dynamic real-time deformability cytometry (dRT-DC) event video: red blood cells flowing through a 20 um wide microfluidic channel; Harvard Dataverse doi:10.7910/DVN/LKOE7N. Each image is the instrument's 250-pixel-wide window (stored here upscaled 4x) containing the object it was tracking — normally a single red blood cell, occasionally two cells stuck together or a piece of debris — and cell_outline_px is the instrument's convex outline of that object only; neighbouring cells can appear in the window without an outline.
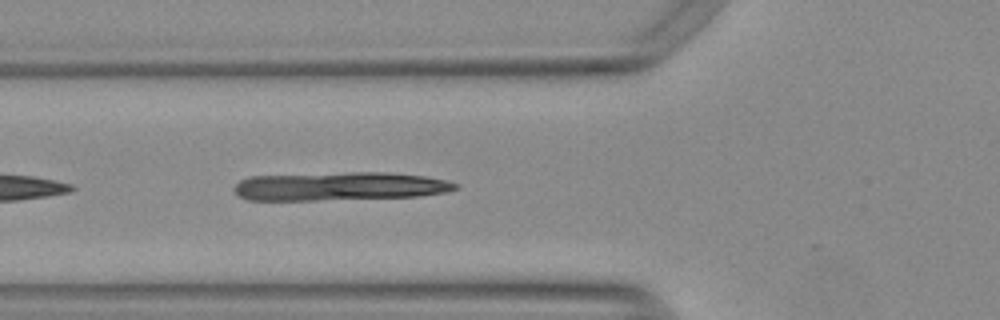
{"species": "Egyptian fruit bat (a non-hibernating species)", "species_latin": "Rousettus aegyptiacus", "temperature_condition": "warm", "stored_images_in_passage": 8, "camera_frame_rate_fps": 3000, "um_per_image_px": 0.085, "animal": {"sex": "female"}, "frame": {"image": 1, "passage_image": 5, "time_ms": 1.333, "image_size_px": [1000, 320], "cell_outline_px": [[456, 188], [444, 192], [416, 196], [316, 200], [248, 200], [240, 196], [232, 188], [240, 180], [248, 176], [348, 172], [392, 172], [424, 176], [444, 180], [456, 184]], "centroid_in_image_um": [28.79, 15.82], "position_along_channel_um": 97.0, "area_um2": 36.53}}